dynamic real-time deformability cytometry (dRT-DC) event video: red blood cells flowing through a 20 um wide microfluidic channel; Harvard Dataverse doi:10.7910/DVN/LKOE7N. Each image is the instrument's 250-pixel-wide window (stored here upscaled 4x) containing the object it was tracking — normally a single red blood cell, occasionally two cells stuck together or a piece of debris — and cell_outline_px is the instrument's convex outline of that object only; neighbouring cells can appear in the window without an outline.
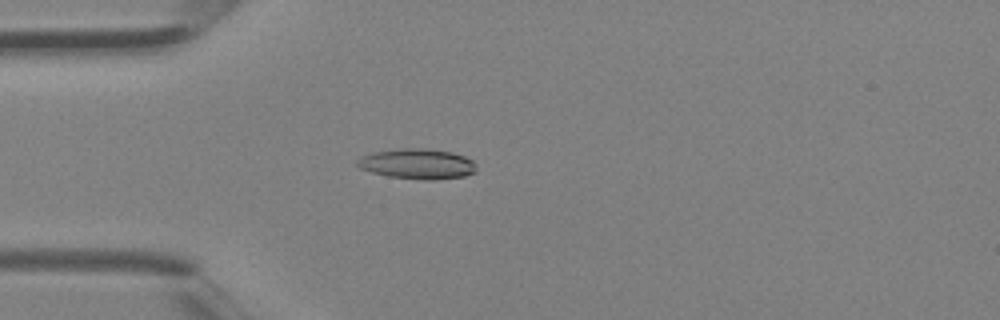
{"species": "Egyptian fruit bat (a non-hibernating species)", "species_latin": "Rousettus aegyptiacus", "temperature_condition": "room temperature", "stored_images_in_passage": 2, "camera_frame_rate_fps": 3000, "um_per_image_px": 0.085, "animal": {"sex": "female"}, "frame": {"image": 1, "passage_image": 2, "time_ms": 0.333, "image_size_px": [1000, 320], "cell_outline_px": [[476, 172], [464, 176], [432, 180], [424, 180], [388, 176], [372, 172], [360, 168], [356, 164], [356, 160], [360, 156], [372, 152], [400, 148], [428, 148], [452, 152], [464, 156], [472, 160], [476, 164]], "centroid_in_image_um": [35.47, 13.92], "position_along_channel_um": 49.5, "area_um2": 21.21}}